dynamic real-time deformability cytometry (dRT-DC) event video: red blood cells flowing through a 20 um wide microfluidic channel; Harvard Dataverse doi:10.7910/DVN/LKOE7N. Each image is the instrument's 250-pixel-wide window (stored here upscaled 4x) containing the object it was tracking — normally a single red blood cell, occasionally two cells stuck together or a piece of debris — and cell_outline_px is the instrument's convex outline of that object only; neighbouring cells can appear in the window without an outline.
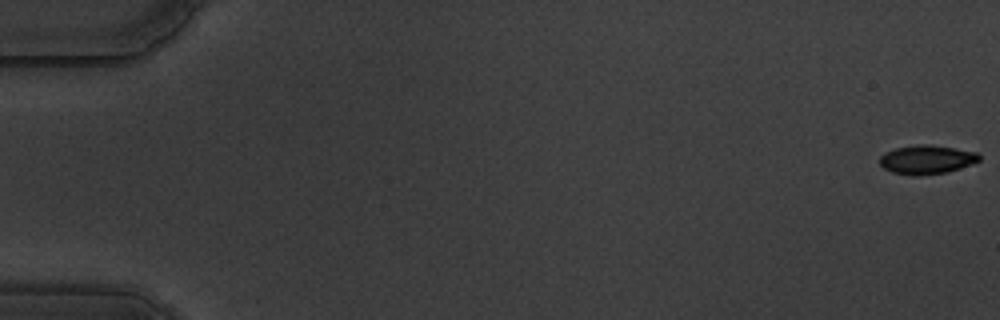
{"species": "common noctule bat (a hibernating species)", "species_latin": "Nyctalus noctula", "temperature_condition": "warm", "stored_images_in_passage": 15, "camera_frame_rate_fps": 3000, "um_per_image_px": 0.085, "animal": {"sex": "male", "body_mass_g": 19.5, "forearm_length_mm": 54.6}, "frame": {"image": 1, "passage_image": 1, "time_ms": 0.0, "image_size_px": [1000, 320], "cell_outline_px": [[980, 160], [972, 164], [948, 172], [916, 176], [912, 176], [892, 172], [884, 168], [880, 164], [880, 156], [884, 152], [896, 148], [916, 144], [924, 144], [952, 148], [976, 152], [980, 156]], "centroid_in_image_um": [78.74, 13.57], "position_along_channel_um": 6.3, "area_um2": 16.7}}
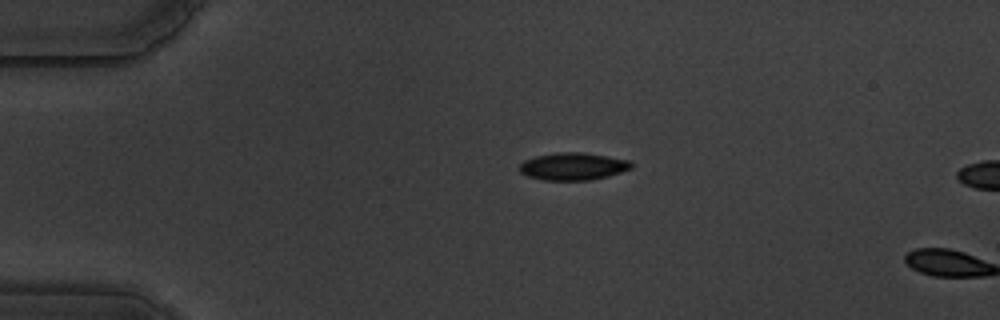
{"frame": {"image": 2, "passage_image": 14, "time_ms": 4.333, "image_size_px": [1000, 320], "cell_outline_px": [[632, 168], [608, 176], [588, 180], [544, 180], [528, 176], [520, 172], [520, 164], [524, 160], [536, 156], [556, 152], [584, 152], [628, 160], [632, 164]], "centroid_in_image_um": [48.69, 14.13], "position_along_channel_um": 36.3, "area_um2": 17.74}}